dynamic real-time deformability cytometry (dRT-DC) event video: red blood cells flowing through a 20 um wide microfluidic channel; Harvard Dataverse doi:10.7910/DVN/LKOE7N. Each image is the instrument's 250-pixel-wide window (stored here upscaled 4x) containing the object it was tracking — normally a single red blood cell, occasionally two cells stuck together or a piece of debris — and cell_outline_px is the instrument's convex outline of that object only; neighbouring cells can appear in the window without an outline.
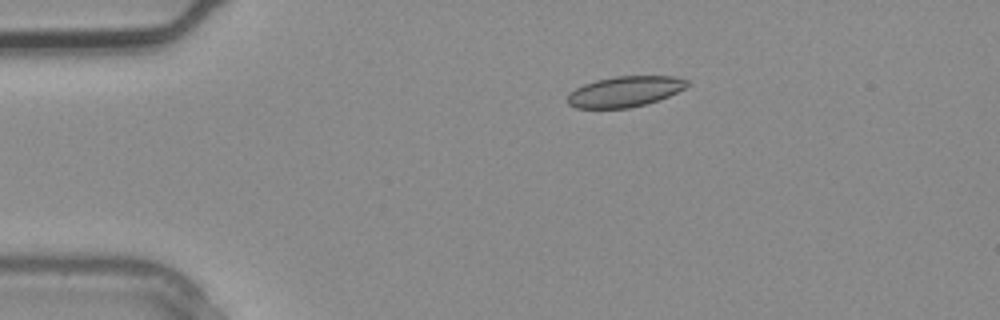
{"species": "common noctule bat (a hibernating species)", "species_latin": "Nyctalus noctula", "temperature_condition": "warm", "stored_images_in_passage": 3, "camera_frame_rate_fps": 3000, "um_per_image_px": 0.085, "animal": {"sex": "male", "body_mass_g": 20.4}, "frame": {"image": 1, "passage_image": 1, "time_ms": 0.0, "image_size_px": [1000, 320], "cell_outline_px": [[688, 84], [684, 88], [668, 96], [644, 104], [628, 108], [576, 108], [568, 104], [568, 92], [584, 84], [596, 80], [616, 76], [676, 76], [688, 80]], "centroid_in_image_um": [53.09, 7.77], "position_along_channel_um": 31.9, "area_um2": 21.15}}